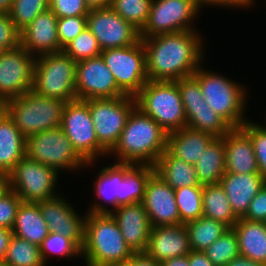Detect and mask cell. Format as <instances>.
I'll list each match as a JSON object with an SVG mask.
<instances>
[{
  "label": "cell",
  "mask_w": 266,
  "mask_h": 266,
  "mask_svg": "<svg viewBox=\"0 0 266 266\" xmlns=\"http://www.w3.org/2000/svg\"><path fill=\"white\" fill-rule=\"evenodd\" d=\"M142 39L146 72L151 81H176L193 75L203 59L202 39L196 30Z\"/></svg>",
  "instance_id": "6da1fadb"
},
{
  "label": "cell",
  "mask_w": 266,
  "mask_h": 266,
  "mask_svg": "<svg viewBox=\"0 0 266 266\" xmlns=\"http://www.w3.org/2000/svg\"><path fill=\"white\" fill-rule=\"evenodd\" d=\"M167 135L153 118L135 107L108 156L115 155L118 162L154 166L167 149Z\"/></svg>",
  "instance_id": "7a4b0ae2"
},
{
  "label": "cell",
  "mask_w": 266,
  "mask_h": 266,
  "mask_svg": "<svg viewBox=\"0 0 266 266\" xmlns=\"http://www.w3.org/2000/svg\"><path fill=\"white\" fill-rule=\"evenodd\" d=\"M154 166L115 162L101 169L93 183L95 195L111 204L114 211L122 205L141 203Z\"/></svg>",
  "instance_id": "3957f363"
},
{
  "label": "cell",
  "mask_w": 266,
  "mask_h": 266,
  "mask_svg": "<svg viewBox=\"0 0 266 266\" xmlns=\"http://www.w3.org/2000/svg\"><path fill=\"white\" fill-rule=\"evenodd\" d=\"M134 252L126 244L111 213H87L82 256L87 266H106L129 260Z\"/></svg>",
  "instance_id": "277c9868"
},
{
  "label": "cell",
  "mask_w": 266,
  "mask_h": 266,
  "mask_svg": "<svg viewBox=\"0 0 266 266\" xmlns=\"http://www.w3.org/2000/svg\"><path fill=\"white\" fill-rule=\"evenodd\" d=\"M136 107L153 118L167 133L187 126L184 105L176 81L148 80L135 96Z\"/></svg>",
  "instance_id": "5b68a950"
},
{
  "label": "cell",
  "mask_w": 266,
  "mask_h": 266,
  "mask_svg": "<svg viewBox=\"0 0 266 266\" xmlns=\"http://www.w3.org/2000/svg\"><path fill=\"white\" fill-rule=\"evenodd\" d=\"M67 102L43 97L33 90L8 100L7 114L27 138L50 129L61 127Z\"/></svg>",
  "instance_id": "8992f818"
},
{
  "label": "cell",
  "mask_w": 266,
  "mask_h": 266,
  "mask_svg": "<svg viewBox=\"0 0 266 266\" xmlns=\"http://www.w3.org/2000/svg\"><path fill=\"white\" fill-rule=\"evenodd\" d=\"M193 76L198 80L209 107L232 128H240L247 121L244 118L247 101L245 87L218 73L207 71L201 66Z\"/></svg>",
  "instance_id": "52a82bcc"
},
{
  "label": "cell",
  "mask_w": 266,
  "mask_h": 266,
  "mask_svg": "<svg viewBox=\"0 0 266 266\" xmlns=\"http://www.w3.org/2000/svg\"><path fill=\"white\" fill-rule=\"evenodd\" d=\"M76 68L77 62L63 51L38 56L32 90L43 97L74 101Z\"/></svg>",
  "instance_id": "ba28073f"
},
{
  "label": "cell",
  "mask_w": 266,
  "mask_h": 266,
  "mask_svg": "<svg viewBox=\"0 0 266 266\" xmlns=\"http://www.w3.org/2000/svg\"><path fill=\"white\" fill-rule=\"evenodd\" d=\"M25 157L50 166L57 173L62 169L77 171L94 164L79 155L61 127L25 138Z\"/></svg>",
  "instance_id": "9c48e42d"
},
{
  "label": "cell",
  "mask_w": 266,
  "mask_h": 266,
  "mask_svg": "<svg viewBox=\"0 0 266 266\" xmlns=\"http://www.w3.org/2000/svg\"><path fill=\"white\" fill-rule=\"evenodd\" d=\"M100 55L125 95L135 97L149 80L142 39L127 47L103 50Z\"/></svg>",
  "instance_id": "30bf717a"
},
{
  "label": "cell",
  "mask_w": 266,
  "mask_h": 266,
  "mask_svg": "<svg viewBox=\"0 0 266 266\" xmlns=\"http://www.w3.org/2000/svg\"><path fill=\"white\" fill-rule=\"evenodd\" d=\"M99 144L109 153L118 142L127 119L136 107L133 96L85 100Z\"/></svg>",
  "instance_id": "8fae6325"
},
{
  "label": "cell",
  "mask_w": 266,
  "mask_h": 266,
  "mask_svg": "<svg viewBox=\"0 0 266 266\" xmlns=\"http://www.w3.org/2000/svg\"><path fill=\"white\" fill-rule=\"evenodd\" d=\"M58 175L50 166L24 157L7 176L9 188L22 202L38 203L58 195Z\"/></svg>",
  "instance_id": "7c38bea8"
},
{
  "label": "cell",
  "mask_w": 266,
  "mask_h": 266,
  "mask_svg": "<svg viewBox=\"0 0 266 266\" xmlns=\"http://www.w3.org/2000/svg\"><path fill=\"white\" fill-rule=\"evenodd\" d=\"M61 128L86 162H94L101 155L108 156L97 140L89 104L85 100L76 99L66 103Z\"/></svg>",
  "instance_id": "4fadbf2b"
},
{
  "label": "cell",
  "mask_w": 266,
  "mask_h": 266,
  "mask_svg": "<svg viewBox=\"0 0 266 266\" xmlns=\"http://www.w3.org/2000/svg\"><path fill=\"white\" fill-rule=\"evenodd\" d=\"M199 9L196 0H153L140 38L196 30L191 24Z\"/></svg>",
  "instance_id": "5bb4252c"
},
{
  "label": "cell",
  "mask_w": 266,
  "mask_h": 266,
  "mask_svg": "<svg viewBox=\"0 0 266 266\" xmlns=\"http://www.w3.org/2000/svg\"><path fill=\"white\" fill-rule=\"evenodd\" d=\"M36 57L21 44L0 52V96L6 100L33 89Z\"/></svg>",
  "instance_id": "9a60e30c"
},
{
  "label": "cell",
  "mask_w": 266,
  "mask_h": 266,
  "mask_svg": "<svg viewBox=\"0 0 266 266\" xmlns=\"http://www.w3.org/2000/svg\"><path fill=\"white\" fill-rule=\"evenodd\" d=\"M86 26L96 37L102 51L134 45L140 40L139 30L110 6L91 9Z\"/></svg>",
  "instance_id": "2e32d148"
},
{
  "label": "cell",
  "mask_w": 266,
  "mask_h": 266,
  "mask_svg": "<svg viewBox=\"0 0 266 266\" xmlns=\"http://www.w3.org/2000/svg\"><path fill=\"white\" fill-rule=\"evenodd\" d=\"M75 89L78 100L125 96L101 55L77 62Z\"/></svg>",
  "instance_id": "e0dca14e"
},
{
  "label": "cell",
  "mask_w": 266,
  "mask_h": 266,
  "mask_svg": "<svg viewBox=\"0 0 266 266\" xmlns=\"http://www.w3.org/2000/svg\"><path fill=\"white\" fill-rule=\"evenodd\" d=\"M88 213H111L132 251L134 253L145 251L152 226L142 203L122 205L113 211L102 203L96 202L88 209Z\"/></svg>",
  "instance_id": "ac0fdd59"
},
{
  "label": "cell",
  "mask_w": 266,
  "mask_h": 266,
  "mask_svg": "<svg viewBox=\"0 0 266 266\" xmlns=\"http://www.w3.org/2000/svg\"><path fill=\"white\" fill-rule=\"evenodd\" d=\"M152 227L180 224L175 191L155 172L150 176L141 202Z\"/></svg>",
  "instance_id": "d6986e66"
},
{
  "label": "cell",
  "mask_w": 266,
  "mask_h": 266,
  "mask_svg": "<svg viewBox=\"0 0 266 266\" xmlns=\"http://www.w3.org/2000/svg\"><path fill=\"white\" fill-rule=\"evenodd\" d=\"M38 204L49 232L67 236L83 247L87 213L81 217L73 206L59 195Z\"/></svg>",
  "instance_id": "ffe728a7"
},
{
  "label": "cell",
  "mask_w": 266,
  "mask_h": 266,
  "mask_svg": "<svg viewBox=\"0 0 266 266\" xmlns=\"http://www.w3.org/2000/svg\"><path fill=\"white\" fill-rule=\"evenodd\" d=\"M58 17L48 9L20 31V44L34 57L60 52Z\"/></svg>",
  "instance_id": "44dd1931"
},
{
  "label": "cell",
  "mask_w": 266,
  "mask_h": 266,
  "mask_svg": "<svg viewBox=\"0 0 266 266\" xmlns=\"http://www.w3.org/2000/svg\"><path fill=\"white\" fill-rule=\"evenodd\" d=\"M187 229L184 224L152 227L144 253L161 263L164 260L185 256L191 252Z\"/></svg>",
  "instance_id": "7402d4cb"
},
{
  "label": "cell",
  "mask_w": 266,
  "mask_h": 266,
  "mask_svg": "<svg viewBox=\"0 0 266 266\" xmlns=\"http://www.w3.org/2000/svg\"><path fill=\"white\" fill-rule=\"evenodd\" d=\"M222 138L225 147L226 172L259 173L253 143L241 128H232Z\"/></svg>",
  "instance_id": "603a6c76"
},
{
  "label": "cell",
  "mask_w": 266,
  "mask_h": 266,
  "mask_svg": "<svg viewBox=\"0 0 266 266\" xmlns=\"http://www.w3.org/2000/svg\"><path fill=\"white\" fill-rule=\"evenodd\" d=\"M219 183L228 197L234 214L238 218H242L247 212L251 200L266 181L260 173L225 172Z\"/></svg>",
  "instance_id": "cb8c5ba5"
},
{
  "label": "cell",
  "mask_w": 266,
  "mask_h": 266,
  "mask_svg": "<svg viewBox=\"0 0 266 266\" xmlns=\"http://www.w3.org/2000/svg\"><path fill=\"white\" fill-rule=\"evenodd\" d=\"M214 138L212 134L186 126L168 133L167 150L174 157L182 159L190 165H195Z\"/></svg>",
  "instance_id": "d4e9b609"
},
{
  "label": "cell",
  "mask_w": 266,
  "mask_h": 266,
  "mask_svg": "<svg viewBox=\"0 0 266 266\" xmlns=\"http://www.w3.org/2000/svg\"><path fill=\"white\" fill-rule=\"evenodd\" d=\"M238 237L239 254L266 266V225L239 218L233 226Z\"/></svg>",
  "instance_id": "484cf974"
},
{
  "label": "cell",
  "mask_w": 266,
  "mask_h": 266,
  "mask_svg": "<svg viewBox=\"0 0 266 266\" xmlns=\"http://www.w3.org/2000/svg\"><path fill=\"white\" fill-rule=\"evenodd\" d=\"M25 157V137L6 114L0 120V174L8 175Z\"/></svg>",
  "instance_id": "4316f807"
},
{
  "label": "cell",
  "mask_w": 266,
  "mask_h": 266,
  "mask_svg": "<svg viewBox=\"0 0 266 266\" xmlns=\"http://www.w3.org/2000/svg\"><path fill=\"white\" fill-rule=\"evenodd\" d=\"M155 173L172 189L203 186L200 184L194 165L174 157L167 149L154 164Z\"/></svg>",
  "instance_id": "83f0119b"
},
{
  "label": "cell",
  "mask_w": 266,
  "mask_h": 266,
  "mask_svg": "<svg viewBox=\"0 0 266 266\" xmlns=\"http://www.w3.org/2000/svg\"><path fill=\"white\" fill-rule=\"evenodd\" d=\"M12 232L32 244L41 245L49 231L38 203L21 202Z\"/></svg>",
  "instance_id": "f1b7e54d"
},
{
  "label": "cell",
  "mask_w": 266,
  "mask_h": 266,
  "mask_svg": "<svg viewBox=\"0 0 266 266\" xmlns=\"http://www.w3.org/2000/svg\"><path fill=\"white\" fill-rule=\"evenodd\" d=\"M194 166L201 185L219 183L226 172L223 138L215 137Z\"/></svg>",
  "instance_id": "f546056e"
},
{
  "label": "cell",
  "mask_w": 266,
  "mask_h": 266,
  "mask_svg": "<svg viewBox=\"0 0 266 266\" xmlns=\"http://www.w3.org/2000/svg\"><path fill=\"white\" fill-rule=\"evenodd\" d=\"M203 215L233 228L239 219L220 183L203 185Z\"/></svg>",
  "instance_id": "4dcf8cb0"
},
{
  "label": "cell",
  "mask_w": 266,
  "mask_h": 266,
  "mask_svg": "<svg viewBox=\"0 0 266 266\" xmlns=\"http://www.w3.org/2000/svg\"><path fill=\"white\" fill-rule=\"evenodd\" d=\"M184 225L188 232L191 250L201 252H204L229 229L222 222L204 215Z\"/></svg>",
  "instance_id": "1f68e13d"
},
{
  "label": "cell",
  "mask_w": 266,
  "mask_h": 266,
  "mask_svg": "<svg viewBox=\"0 0 266 266\" xmlns=\"http://www.w3.org/2000/svg\"><path fill=\"white\" fill-rule=\"evenodd\" d=\"M185 115L188 127L212 134L214 137H223L232 129L206 101L204 106L190 107Z\"/></svg>",
  "instance_id": "d6a6232c"
},
{
  "label": "cell",
  "mask_w": 266,
  "mask_h": 266,
  "mask_svg": "<svg viewBox=\"0 0 266 266\" xmlns=\"http://www.w3.org/2000/svg\"><path fill=\"white\" fill-rule=\"evenodd\" d=\"M4 261L10 266H46L40 246L15 235L10 240Z\"/></svg>",
  "instance_id": "836d02e7"
},
{
  "label": "cell",
  "mask_w": 266,
  "mask_h": 266,
  "mask_svg": "<svg viewBox=\"0 0 266 266\" xmlns=\"http://www.w3.org/2000/svg\"><path fill=\"white\" fill-rule=\"evenodd\" d=\"M174 191L180 224L197 220L203 215V186L182 187Z\"/></svg>",
  "instance_id": "e575fe53"
},
{
  "label": "cell",
  "mask_w": 266,
  "mask_h": 266,
  "mask_svg": "<svg viewBox=\"0 0 266 266\" xmlns=\"http://www.w3.org/2000/svg\"><path fill=\"white\" fill-rule=\"evenodd\" d=\"M204 253L215 266H226L233 258L239 256L238 237L234 229L229 228Z\"/></svg>",
  "instance_id": "d590c367"
},
{
  "label": "cell",
  "mask_w": 266,
  "mask_h": 266,
  "mask_svg": "<svg viewBox=\"0 0 266 266\" xmlns=\"http://www.w3.org/2000/svg\"><path fill=\"white\" fill-rule=\"evenodd\" d=\"M153 0H111L110 7L139 31L147 22Z\"/></svg>",
  "instance_id": "8d00e7d4"
},
{
  "label": "cell",
  "mask_w": 266,
  "mask_h": 266,
  "mask_svg": "<svg viewBox=\"0 0 266 266\" xmlns=\"http://www.w3.org/2000/svg\"><path fill=\"white\" fill-rule=\"evenodd\" d=\"M43 262L46 264L49 255H60L67 259L82 256V248L71 238L60 233L49 232L40 245Z\"/></svg>",
  "instance_id": "74e56055"
},
{
  "label": "cell",
  "mask_w": 266,
  "mask_h": 266,
  "mask_svg": "<svg viewBox=\"0 0 266 266\" xmlns=\"http://www.w3.org/2000/svg\"><path fill=\"white\" fill-rule=\"evenodd\" d=\"M50 9L49 0H13L9 16L15 27L21 31L40 13Z\"/></svg>",
  "instance_id": "f35d334b"
},
{
  "label": "cell",
  "mask_w": 266,
  "mask_h": 266,
  "mask_svg": "<svg viewBox=\"0 0 266 266\" xmlns=\"http://www.w3.org/2000/svg\"><path fill=\"white\" fill-rule=\"evenodd\" d=\"M62 51L76 62L100 56L102 52L96 37L87 26Z\"/></svg>",
  "instance_id": "ab89813d"
},
{
  "label": "cell",
  "mask_w": 266,
  "mask_h": 266,
  "mask_svg": "<svg viewBox=\"0 0 266 266\" xmlns=\"http://www.w3.org/2000/svg\"><path fill=\"white\" fill-rule=\"evenodd\" d=\"M240 128L250 137L253 143L259 173L266 181V127L247 120Z\"/></svg>",
  "instance_id": "60d3db41"
},
{
  "label": "cell",
  "mask_w": 266,
  "mask_h": 266,
  "mask_svg": "<svg viewBox=\"0 0 266 266\" xmlns=\"http://www.w3.org/2000/svg\"><path fill=\"white\" fill-rule=\"evenodd\" d=\"M87 25V16H70L58 18L57 35L60 42V51L76 38Z\"/></svg>",
  "instance_id": "b9f144b4"
},
{
  "label": "cell",
  "mask_w": 266,
  "mask_h": 266,
  "mask_svg": "<svg viewBox=\"0 0 266 266\" xmlns=\"http://www.w3.org/2000/svg\"><path fill=\"white\" fill-rule=\"evenodd\" d=\"M176 83L181 93L185 112L190 107L205 105L201 87L198 80L193 75L176 80Z\"/></svg>",
  "instance_id": "7bdbcfd3"
},
{
  "label": "cell",
  "mask_w": 266,
  "mask_h": 266,
  "mask_svg": "<svg viewBox=\"0 0 266 266\" xmlns=\"http://www.w3.org/2000/svg\"><path fill=\"white\" fill-rule=\"evenodd\" d=\"M21 202L10 188L0 196V227L12 230Z\"/></svg>",
  "instance_id": "ee69618b"
},
{
  "label": "cell",
  "mask_w": 266,
  "mask_h": 266,
  "mask_svg": "<svg viewBox=\"0 0 266 266\" xmlns=\"http://www.w3.org/2000/svg\"><path fill=\"white\" fill-rule=\"evenodd\" d=\"M49 4L58 18L87 16L90 12L85 0H49Z\"/></svg>",
  "instance_id": "f6af8a7d"
},
{
  "label": "cell",
  "mask_w": 266,
  "mask_h": 266,
  "mask_svg": "<svg viewBox=\"0 0 266 266\" xmlns=\"http://www.w3.org/2000/svg\"><path fill=\"white\" fill-rule=\"evenodd\" d=\"M20 45V31L15 27L9 14L0 13V52Z\"/></svg>",
  "instance_id": "bcb514c9"
},
{
  "label": "cell",
  "mask_w": 266,
  "mask_h": 266,
  "mask_svg": "<svg viewBox=\"0 0 266 266\" xmlns=\"http://www.w3.org/2000/svg\"><path fill=\"white\" fill-rule=\"evenodd\" d=\"M243 219L264 222L266 220V183L251 200Z\"/></svg>",
  "instance_id": "7dc6e473"
},
{
  "label": "cell",
  "mask_w": 266,
  "mask_h": 266,
  "mask_svg": "<svg viewBox=\"0 0 266 266\" xmlns=\"http://www.w3.org/2000/svg\"><path fill=\"white\" fill-rule=\"evenodd\" d=\"M254 2V0H196V3L198 5V7L201 9L202 5L204 6V4L206 5H213L214 7L215 5L217 6H224V7H240V8H246L250 5H252Z\"/></svg>",
  "instance_id": "c3c4849f"
},
{
  "label": "cell",
  "mask_w": 266,
  "mask_h": 266,
  "mask_svg": "<svg viewBox=\"0 0 266 266\" xmlns=\"http://www.w3.org/2000/svg\"><path fill=\"white\" fill-rule=\"evenodd\" d=\"M189 266H215L201 251H191L188 254Z\"/></svg>",
  "instance_id": "681fc988"
},
{
  "label": "cell",
  "mask_w": 266,
  "mask_h": 266,
  "mask_svg": "<svg viewBox=\"0 0 266 266\" xmlns=\"http://www.w3.org/2000/svg\"><path fill=\"white\" fill-rule=\"evenodd\" d=\"M12 236V230L0 227V260H4Z\"/></svg>",
  "instance_id": "f907efd6"
},
{
  "label": "cell",
  "mask_w": 266,
  "mask_h": 266,
  "mask_svg": "<svg viewBox=\"0 0 266 266\" xmlns=\"http://www.w3.org/2000/svg\"><path fill=\"white\" fill-rule=\"evenodd\" d=\"M132 266H160V263L147 256L144 252H138L132 255Z\"/></svg>",
  "instance_id": "816d5d0a"
},
{
  "label": "cell",
  "mask_w": 266,
  "mask_h": 266,
  "mask_svg": "<svg viewBox=\"0 0 266 266\" xmlns=\"http://www.w3.org/2000/svg\"><path fill=\"white\" fill-rule=\"evenodd\" d=\"M226 266H264L257 261H253L244 256H237L233 258Z\"/></svg>",
  "instance_id": "f5cc1de1"
},
{
  "label": "cell",
  "mask_w": 266,
  "mask_h": 266,
  "mask_svg": "<svg viewBox=\"0 0 266 266\" xmlns=\"http://www.w3.org/2000/svg\"><path fill=\"white\" fill-rule=\"evenodd\" d=\"M160 266H189L188 255L164 260Z\"/></svg>",
  "instance_id": "db71d44e"
},
{
  "label": "cell",
  "mask_w": 266,
  "mask_h": 266,
  "mask_svg": "<svg viewBox=\"0 0 266 266\" xmlns=\"http://www.w3.org/2000/svg\"><path fill=\"white\" fill-rule=\"evenodd\" d=\"M110 2L111 0H85L90 10L110 6Z\"/></svg>",
  "instance_id": "11a10c76"
},
{
  "label": "cell",
  "mask_w": 266,
  "mask_h": 266,
  "mask_svg": "<svg viewBox=\"0 0 266 266\" xmlns=\"http://www.w3.org/2000/svg\"><path fill=\"white\" fill-rule=\"evenodd\" d=\"M13 0H0V13L9 14L11 11Z\"/></svg>",
  "instance_id": "9f6ffc18"
},
{
  "label": "cell",
  "mask_w": 266,
  "mask_h": 266,
  "mask_svg": "<svg viewBox=\"0 0 266 266\" xmlns=\"http://www.w3.org/2000/svg\"><path fill=\"white\" fill-rule=\"evenodd\" d=\"M9 189L8 176L0 174V196Z\"/></svg>",
  "instance_id": "6f0895ef"
},
{
  "label": "cell",
  "mask_w": 266,
  "mask_h": 266,
  "mask_svg": "<svg viewBox=\"0 0 266 266\" xmlns=\"http://www.w3.org/2000/svg\"><path fill=\"white\" fill-rule=\"evenodd\" d=\"M8 100L0 96V120L7 114Z\"/></svg>",
  "instance_id": "680465c9"
},
{
  "label": "cell",
  "mask_w": 266,
  "mask_h": 266,
  "mask_svg": "<svg viewBox=\"0 0 266 266\" xmlns=\"http://www.w3.org/2000/svg\"><path fill=\"white\" fill-rule=\"evenodd\" d=\"M106 266H132V257L124 262L112 263Z\"/></svg>",
  "instance_id": "91938a15"
},
{
  "label": "cell",
  "mask_w": 266,
  "mask_h": 266,
  "mask_svg": "<svg viewBox=\"0 0 266 266\" xmlns=\"http://www.w3.org/2000/svg\"><path fill=\"white\" fill-rule=\"evenodd\" d=\"M0 266H10L4 260H0Z\"/></svg>",
  "instance_id": "94428289"
}]
</instances>
